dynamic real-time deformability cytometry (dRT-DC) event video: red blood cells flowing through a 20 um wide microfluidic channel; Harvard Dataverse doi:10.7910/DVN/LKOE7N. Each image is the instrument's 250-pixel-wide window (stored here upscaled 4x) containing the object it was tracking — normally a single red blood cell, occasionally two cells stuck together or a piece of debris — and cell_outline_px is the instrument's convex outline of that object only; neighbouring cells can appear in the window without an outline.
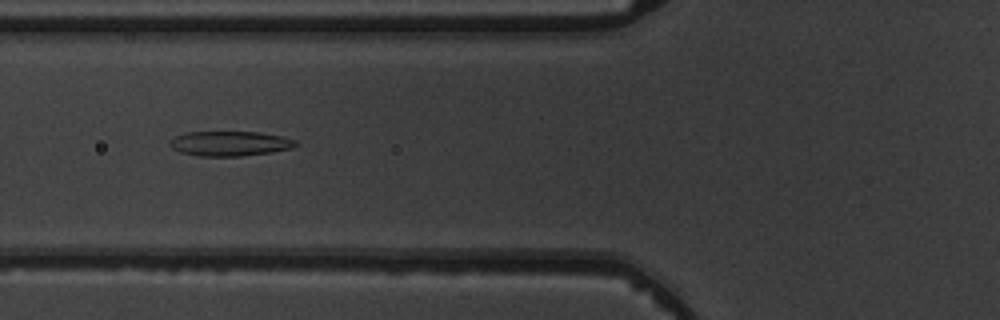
{"species": "common noctule bat (a hibernating species)", "species_latin": "Nyctalus noctula", "temperature_condition": "warm", "stored_images_in_passage": 7, "camera_frame_rate_fps": 3000, "um_per_image_px": 0.085, "animal": {"sex": "male", "body_mass_g": 19.5, "forearm_length_mm": 54.6}, "frame": {"image": 1, "passage_image": 6, "time_ms": 5.667, "image_size_px": [1000, 320], "cell_outline_px": [[300, 144], [292, 148], [272, 152], [240, 156], [196, 156], [180, 152], [172, 148], [168, 144], [176, 136], [184, 132], [260, 132], [280, 136], [296, 140]], "centroid_in_image_um": [19.55, 12.2], "position_along_channel_um": 106.3, "area_um2": 18.26}}
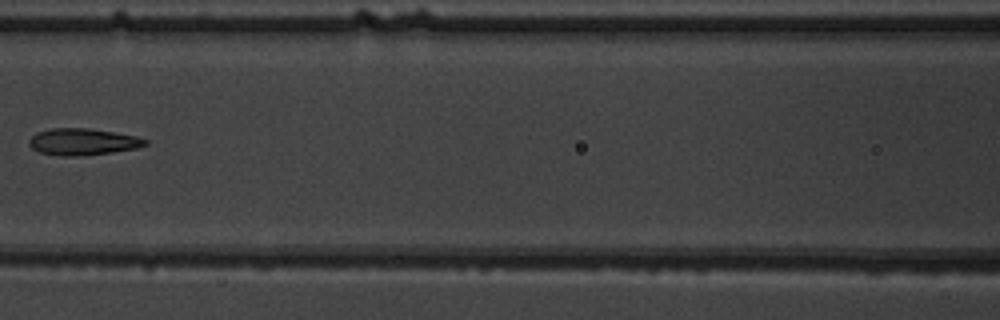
{"frame": {"image": 2, "passage_image": 7, "time_ms": 7.0, "image_size_px": [1000, 320], "cell_outline_px": [[148, 144], [136, 148], [112, 152], [76, 156], [64, 156], [40, 152], [32, 148], [28, 144], [28, 140], [36, 132], [52, 128], [88, 128], [136, 136], [148, 140]], "centroid_in_image_um": [7.02, 12.04], "position_along_channel_um": 159.6, "area_um2": 17.92}}